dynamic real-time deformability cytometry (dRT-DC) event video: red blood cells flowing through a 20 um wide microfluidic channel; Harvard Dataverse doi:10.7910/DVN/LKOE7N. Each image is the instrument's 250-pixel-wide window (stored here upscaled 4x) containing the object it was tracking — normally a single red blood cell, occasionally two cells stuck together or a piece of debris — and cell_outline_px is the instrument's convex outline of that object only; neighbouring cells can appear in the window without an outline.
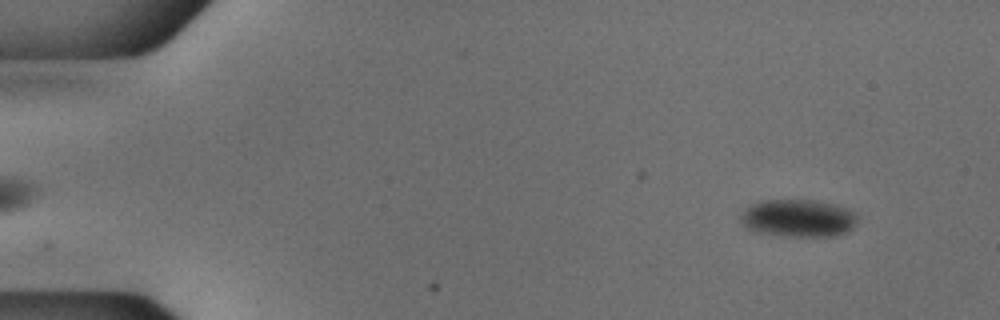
{"species": "common noctule bat (a hibernating species)", "species_latin": "Nyctalus noctula", "temperature_condition": "cold", "stored_images_in_passage": 54, "camera_frame_rate_fps": 3000, "um_per_image_px": 0.085, "animal": {"sex": "male", "body_mass_g": 18.8}, "frame": {"image": 1, "passage_image": 5, "time_ms": 1.333, "image_size_px": [1000, 320], "cell_outline_px": [[860, 216], [856, 224], [848, 232], [836, 236], [784, 236], [756, 232], [748, 228], [740, 220], [740, 216], [744, 208], [760, 200], [812, 200], [836, 204], [848, 208], [856, 212]], "centroid_in_image_um": [67.9, 18.54], "position_along_channel_um": 17.1, "area_um2": 26.01}}
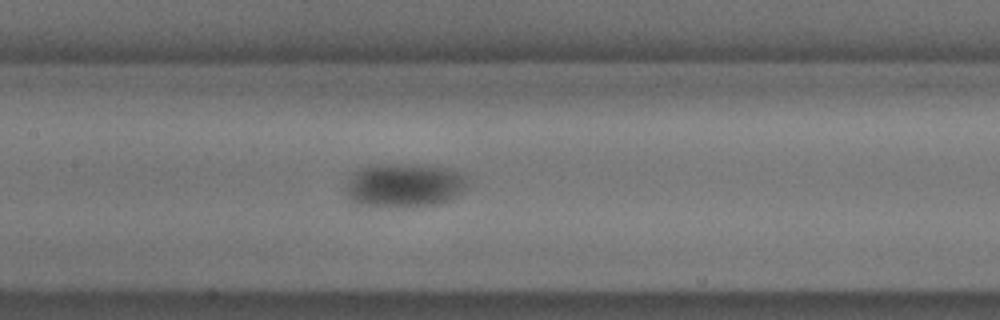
{"frame": {"image": 2, "passage_image": 26, "time_ms": 8.333, "image_size_px": [1000, 320], "cell_outline_px": [[468, 176], [464, 188], [452, 200], [440, 204], [388, 208], [356, 204], [348, 200], [348, 184], [352, 176], [360, 168], [376, 164], [420, 164], [448, 168]], "centroid_in_image_um": [34.39, 15.76], "position_along_channel_um": 173.0, "area_um2": 31.39}}
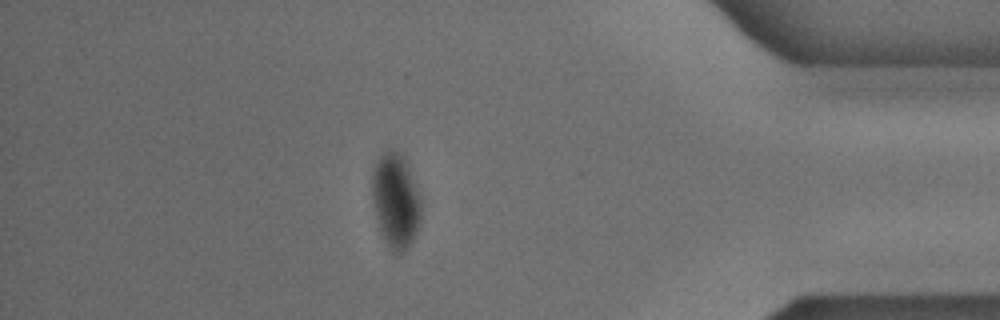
{"frame": {"image": 3, "passage_image": 47, "time_ms": 15.333, "image_size_px": [1000, 320], "cell_outline_px": [[420, 216], [416, 232], [412, 240], [404, 252], [396, 256], [392, 252], [380, 232], [372, 200], [372, 172], [376, 160], [384, 152], [396, 152], [404, 156], [420, 196]], "centroid_in_image_um": [33.61, 17.09], "position_along_channel_um": 401.6, "area_um2": 26.76}}